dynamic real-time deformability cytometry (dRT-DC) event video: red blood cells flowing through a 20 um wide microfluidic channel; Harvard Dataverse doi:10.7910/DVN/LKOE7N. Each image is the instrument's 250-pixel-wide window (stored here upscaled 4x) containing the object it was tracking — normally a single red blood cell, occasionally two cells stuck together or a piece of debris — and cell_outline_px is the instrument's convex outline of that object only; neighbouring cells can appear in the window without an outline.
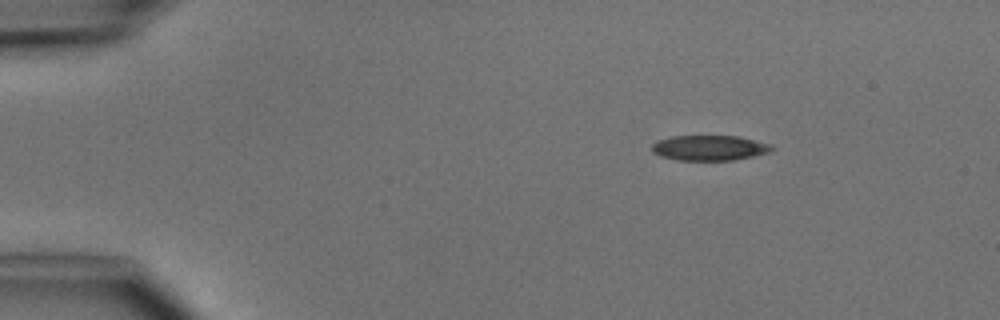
{"species": "common noctule bat (a hibernating species)", "species_latin": "Nyctalus noctula", "temperature_condition": "cold", "stored_images_in_passage": 3, "camera_frame_rate_fps": 3000, "um_per_image_px": 0.085, "animal": {"sex": "male", "body_mass_g": 15.6}, "frame": {"image": 1, "passage_image": 1, "time_ms": 0.0, "image_size_px": [1000, 320], "cell_outline_px": [[776, 148], [772, 152], [736, 160], [676, 160], [660, 156], [652, 152], [652, 144], [656, 140], [672, 136], [740, 136], [772, 144]], "centroid_in_image_um": [60.35, 12.57], "position_along_channel_um": 24.7, "area_um2": 17.98}}
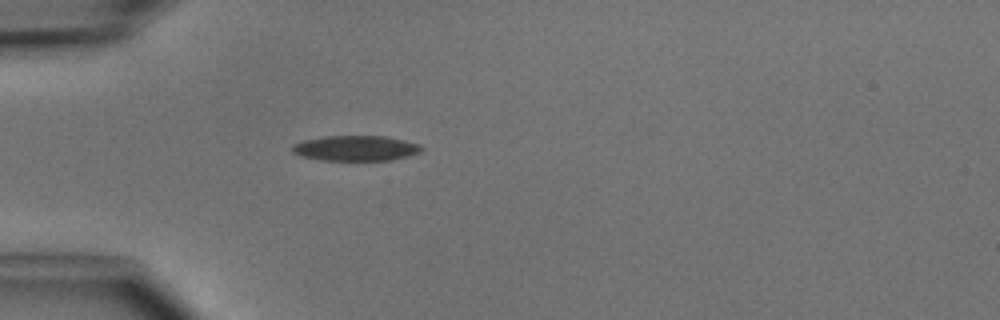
{"frame": {"image": 2, "passage_image": 3, "time_ms": 2.333, "image_size_px": [1000, 320], "cell_outline_px": [[424, 148], [420, 152], [408, 156], [392, 160], [320, 160], [300, 156], [292, 152], [292, 144], [304, 140], [324, 136], [384, 136], [404, 140], [420, 144]], "centroid_in_image_um": [30.23, 12.6], "position_along_channel_um": 54.8, "area_um2": 19.13}}